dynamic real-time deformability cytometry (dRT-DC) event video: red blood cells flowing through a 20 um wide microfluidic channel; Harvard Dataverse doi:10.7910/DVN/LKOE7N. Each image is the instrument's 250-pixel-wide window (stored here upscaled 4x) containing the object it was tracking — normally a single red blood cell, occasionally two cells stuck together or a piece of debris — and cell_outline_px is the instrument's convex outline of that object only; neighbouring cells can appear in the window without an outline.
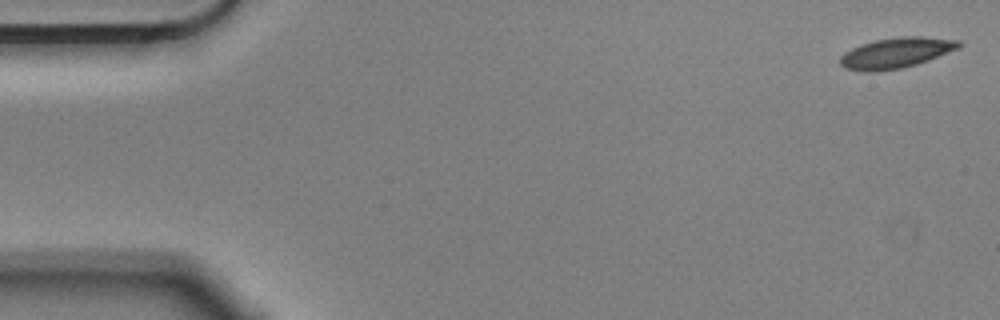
{"species": "Egyptian fruit bat (a non-hibernating species)", "species_latin": "Rousettus aegyptiacus", "temperature_condition": "cold", "stored_images_in_passage": 6, "camera_frame_rate_fps": 3000, "um_per_image_px": 0.085, "animal": {"sex": "male"}, "frame": {"image": 1, "passage_image": 1, "time_ms": 0.0, "image_size_px": [1000, 320], "cell_outline_px": [[964, 44], [960, 48], [928, 60], [916, 64], [900, 68], [876, 72], [864, 72], [844, 68], [840, 64], [840, 56], [844, 52], [860, 44], [876, 40], [904, 36], [924, 36], [960, 40]], "centroid_in_image_um": [76.18, 4.49], "position_along_channel_um": 8.8, "area_um2": 21.27}}
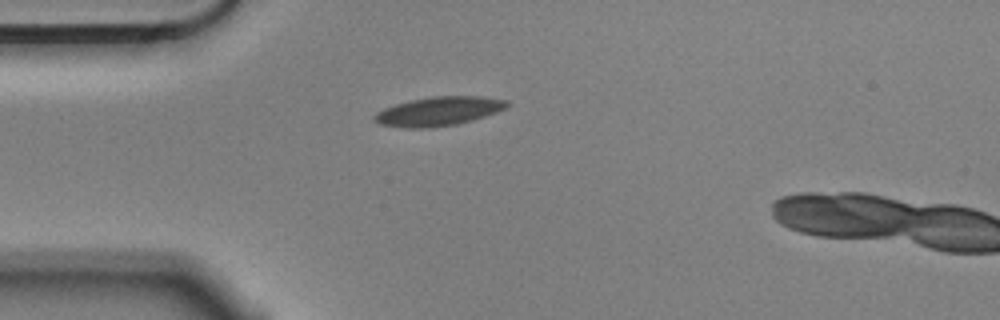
{"frame": {"image": 2, "passage_image": 5, "time_ms": 1.333, "image_size_px": [1000, 320], "cell_outline_px": [[512, 104], [508, 108], [472, 120], [456, 124], [424, 128], [408, 128], [380, 124], [372, 120], [372, 116], [376, 112], [384, 108], [396, 104], [412, 100], [432, 96], [480, 96], [508, 100]], "centroid_in_image_um": [37.3, 9.45], "position_along_channel_um": 47.7, "area_um2": 22.43}}